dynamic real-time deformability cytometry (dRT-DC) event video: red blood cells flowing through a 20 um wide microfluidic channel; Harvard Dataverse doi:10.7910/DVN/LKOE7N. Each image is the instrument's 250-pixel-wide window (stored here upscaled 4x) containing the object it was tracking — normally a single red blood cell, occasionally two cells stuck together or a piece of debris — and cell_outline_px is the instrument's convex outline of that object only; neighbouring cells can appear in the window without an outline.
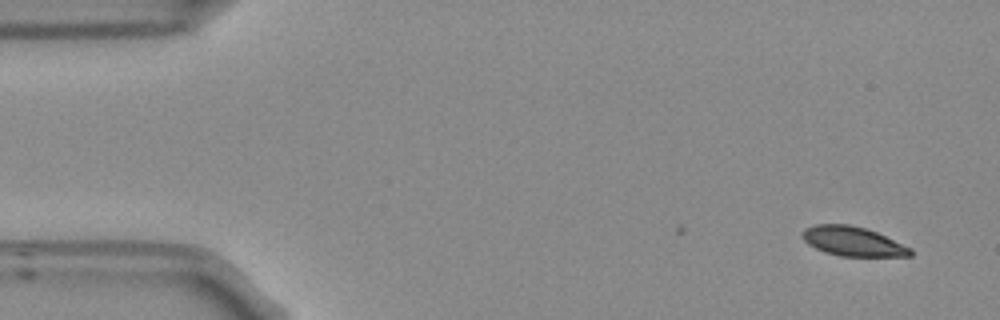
{"species": "Egyptian fruit bat (a non-hibernating species)", "species_latin": "Rousettus aegyptiacus", "temperature_condition": "room temperature", "stored_images_in_passage": 2, "camera_frame_rate_fps": 3000, "um_per_image_px": 0.085, "frame": {"image": 1, "passage_image": 2, "time_ms": 0.333, "image_size_px": [1000, 320], "cell_outline_px": [[912, 256], [840, 256], [824, 252], [808, 244], [804, 240], [804, 228], [816, 224], [848, 224], [864, 228], [876, 232], [912, 248]], "centroid_in_image_um": [72.5, 20.52], "position_along_channel_um": 12.5, "area_um2": 18.32}}